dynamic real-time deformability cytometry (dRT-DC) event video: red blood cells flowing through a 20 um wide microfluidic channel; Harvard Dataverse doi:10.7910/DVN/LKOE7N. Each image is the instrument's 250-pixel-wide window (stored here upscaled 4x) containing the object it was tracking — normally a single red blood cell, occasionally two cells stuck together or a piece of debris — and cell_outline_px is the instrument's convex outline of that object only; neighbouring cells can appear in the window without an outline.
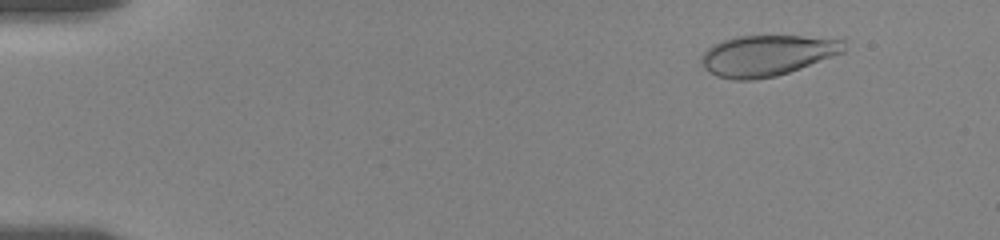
{"species": "human", "species_latin": "Homo sapiens", "temperature_condition": "room temperature", "stored_images_in_passage": 43, "camera_frame_rate_fps": 3000, "um_per_image_px": 0.085, "donor": {"sex": "female"}, "frame": {"image": 1, "passage_image": 5, "time_ms": 1.333, "image_size_px": [1000, 240], "cell_outline_px": [[844, 52], [800, 68], [776, 76], [752, 80], [732, 80], [716, 76], [708, 72], [704, 68], [700, 60], [700, 56], [712, 44], [724, 40], [740, 36], [800, 36], [844, 40]], "centroid_in_image_um": [65.13, 4.72], "position_along_channel_um": 19.9, "area_um2": 33.76}}
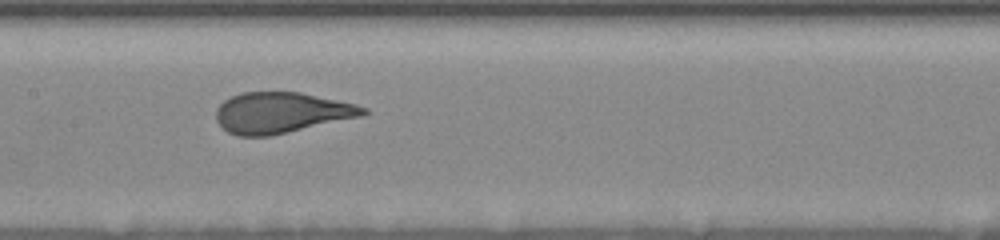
{"frame": {"image": 2, "passage_image": 24, "time_ms": 9.0, "image_size_px": [1000, 240], "cell_outline_px": [[368, 112], [364, 116], [272, 136], [236, 136], [228, 132], [216, 120], [216, 108], [224, 100], [232, 96], [244, 92], [300, 92], [356, 104], [368, 108]], "centroid_in_image_um": [23.94, 9.59], "position_along_channel_um": 183.5, "area_um2": 35.2}}
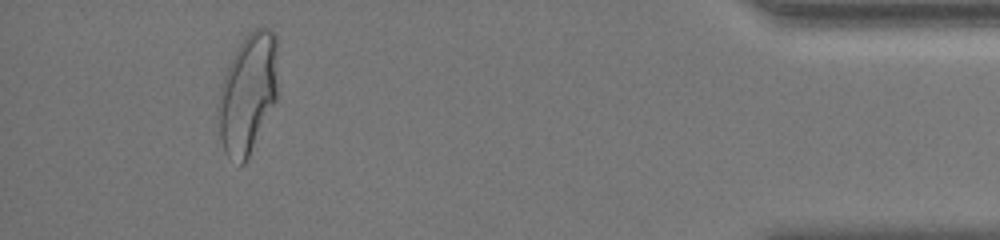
{"frame": {"image": 3, "passage_image": 39, "time_ms": 17.0, "image_size_px": [1000, 240], "cell_outline_px": [[276, 100], [244, 164], [240, 164], [228, 156], [224, 152], [220, 140], [216, 108], [220, 88], [224, 76], [236, 48], [248, 32], [256, 28], [272, 28], [276, 32]], "centroid_in_image_um": [21.03, 7.92], "position_along_channel_um": 414.2, "area_um2": 41.5}, "authors_computed_cell_mechanics": {"area_um2": 35.2002, "velocity_mm_per_s": 3.5354, "shape_relaxation_time_tau1_ms": 3.6728, "shape_relaxation_time_tau2_ms": null, "deformation_change_tau1": 0.1599, "deformation_change_tau2": null}}